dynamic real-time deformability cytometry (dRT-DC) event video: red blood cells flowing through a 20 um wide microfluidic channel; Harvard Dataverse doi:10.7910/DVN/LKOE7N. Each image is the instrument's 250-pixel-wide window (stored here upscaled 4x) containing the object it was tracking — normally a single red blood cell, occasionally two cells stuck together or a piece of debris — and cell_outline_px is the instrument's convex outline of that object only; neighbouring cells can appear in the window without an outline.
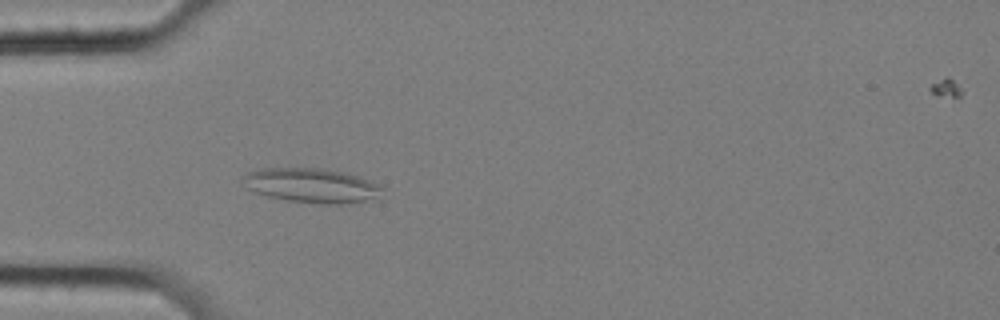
{"species": "common noctule bat (a hibernating species)", "species_latin": "Nyctalus noctula", "temperature_condition": "cold", "stored_images_in_passage": 57, "camera_frame_rate_fps": 3000, "um_per_image_px": 0.085, "animal": {"sex": "female", "body_mass_g": 25.1}, "frame": {"image": 1, "passage_image": 17, "time_ms": 5.333, "image_size_px": [1000, 320], "cell_outline_px": [[384, 188], [380, 200], [348, 204], [320, 204], [288, 200], [268, 196], [256, 192], [248, 188], [240, 180], [240, 176], [248, 172], [260, 168], [324, 168], [344, 172], [360, 176], [380, 184]], "centroid_in_image_um": [26.58, 15.77], "position_along_channel_um": 58.4, "area_um2": 28.78}}
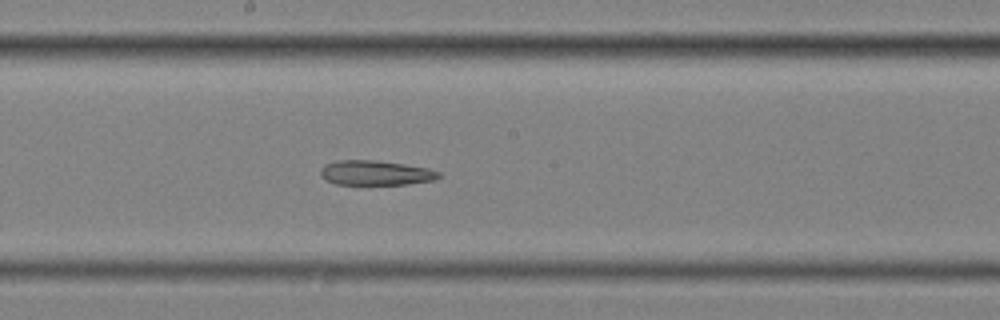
{"frame": {"image": 2, "passage_image": 31, "time_ms": 10.0, "image_size_px": [1000, 320], "cell_outline_px": [[444, 176], [436, 180], [408, 184], [336, 184], [324, 180], [320, 176], [320, 168], [324, 164], [336, 160], [376, 160], [428, 168], [440, 172]], "centroid_in_image_um": [31.92, 14.69], "position_along_channel_um": 216.3, "area_um2": 17.28}}
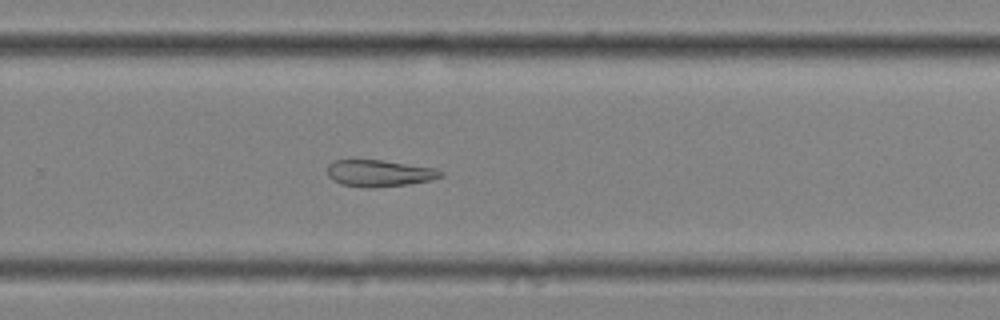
{"frame": {"image": 3, "passage_image": 38, "time_ms": 12.333, "image_size_px": [1000, 320], "cell_outline_px": [[444, 176], [432, 180], [408, 184], [372, 188], [340, 184], [332, 180], [328, 176], [328, 164], [332, 160], [384, 160], [436, 168], [444, 172]], "centroid_in_image_um": [32.26, 14.72], "position_along_channel_um": 297.5, "area_um2": 17.8}, "authors_computed_cell_mechanics": {"area_um2": 23.8714, "velocity_mm_per_s": 3.4855, "shape_relaxation_time_tau1_ms": null, "shape_relaxation_time_tau2_ms": 9.5083, "deformation_change_tau1": null, "deformation_change_tau2": 0.1836}}